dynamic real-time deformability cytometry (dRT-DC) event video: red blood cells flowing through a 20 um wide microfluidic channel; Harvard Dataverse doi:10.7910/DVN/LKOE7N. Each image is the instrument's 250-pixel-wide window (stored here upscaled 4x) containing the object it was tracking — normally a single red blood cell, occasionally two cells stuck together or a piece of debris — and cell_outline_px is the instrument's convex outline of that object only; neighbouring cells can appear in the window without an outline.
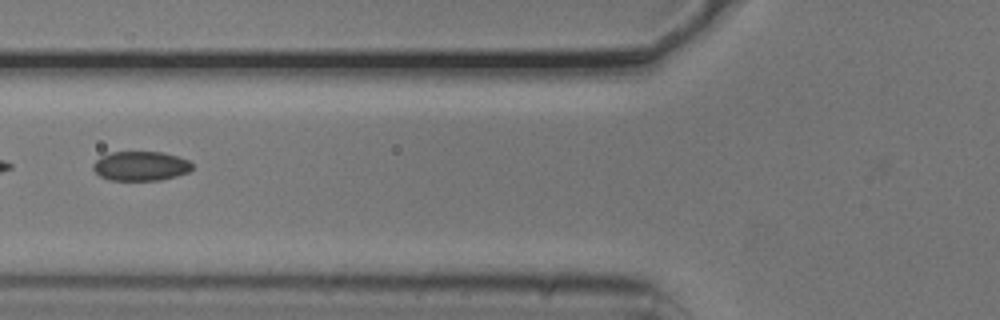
{"species": "common noctule bat (a hibernating species)", "species_latin": "Nyctalus noctula", "temperature_condition": "cold", "stored_images_in_passage": 5, "camera_frame_rate_fps": 3000, "um_per_image_px": 0.085, "animal": {"sex": "male", "body_mass_g": 20.5, "forearm_length_mm": 52.5}, "frame": {"image": 1, "passage_image": 5, "time_ms": 1.333, "image_size_px": [1000, 320], "cell_outline_px": [[192, 168], [188, 172], [176, 176], [160, 180], [108, 180], [100, 176], [92, 168], [92, 164], [100, 156], [112, 152], [164, 152], [188, 160], [192, 164]], "centroid_in_image_um": [11.93, 14.11], "position_along_channel_um": 113.9, "area_um2": 16.99}}